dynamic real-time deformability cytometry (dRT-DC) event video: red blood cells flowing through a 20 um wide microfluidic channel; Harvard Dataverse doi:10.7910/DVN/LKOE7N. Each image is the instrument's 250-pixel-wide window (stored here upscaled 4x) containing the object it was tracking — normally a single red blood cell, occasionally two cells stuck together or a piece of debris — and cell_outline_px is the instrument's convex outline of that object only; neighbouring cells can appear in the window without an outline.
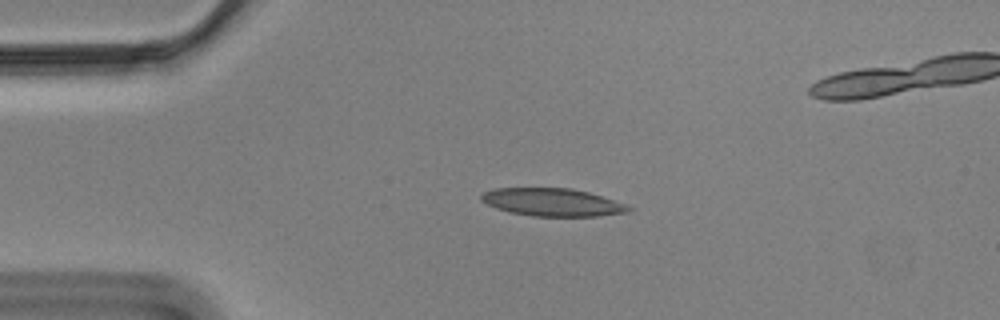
{"species": "Egyptian fruit bat (a non-hibernating species)", "species_latin": "Rousettus aegyptiacus", "temperature_condition": "cold", "stored_images_in_passage": 46, "camera_frame_rate_fps": 3000, "um_per_image_px": 0.085, "animal": {"sex": "male"}, "frame": {"image": 1, "passage_image": 1, "time_ms": 0.0, "image_size_px": [1000, 320], "cell_outline_px": [[632, 208], [628, 212], [596, 216], [532, 216], [512, 212], [496, 208], [480, 200], [480, 196], [484, 192], [492, 188], [572, 188], [588, 192], [628, 204]], "centroid_in_image_um": [46.96, 17.18], "position_along_channel_um": 38.0, "area_um2": 23.81}}
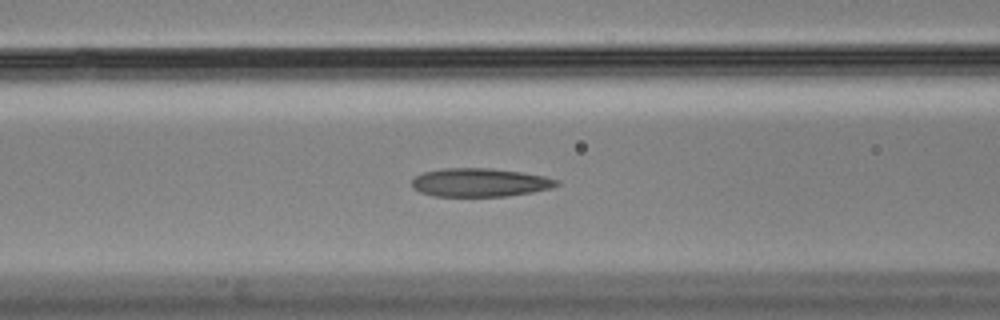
{"frame": {"image": 2, "passage_image": 11, "time_ms": 3.333, "image_size_px": [1000, 320], "cell_outline_px": [[560, 184], [552, 188], [532, 192], [508, 196], [432, 196], [420, 192], [412, 188], [412, 180], [416, 176], [424, 172], [444, 168], [488, 168], [520, 172], [544, 176], [560, 180]], "centroid_in_image_um": [40.8, 15.51], "position_along_channel_um": 125.8, "area_um2": 24.04}}
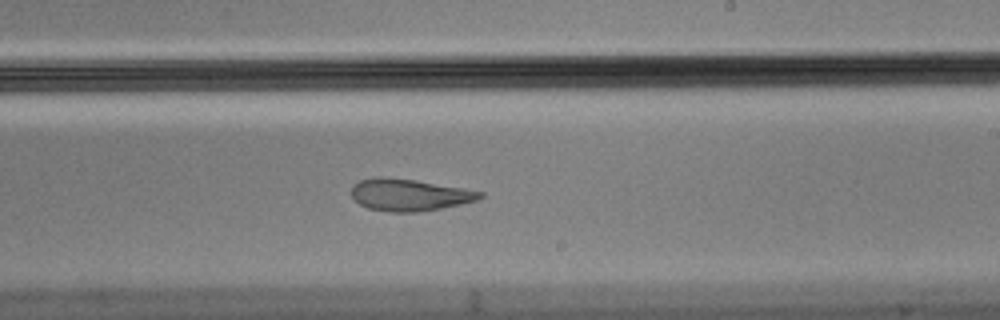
{"frame": {"image": 3, "passage_image": 22, "time_ms": 7.0, "image_size_px": [1000, 320], "cell_outline_px": [[484, 196], [476, 200], [460, 204], [420, 212], [388, 212], [368, 208], [360, 204], [352, 196], [352, 188], [360, 180], [380, 176], [416, 180], [464, 188], [484, 192]], "centroid_in_image_um": [34.81, 16.56], "position_along_channel_um": 254.2, "area_um2": 23.81}, "authors_computed_cell_mechanics": {"area_um2": 24.9407, "velocity_mm_per_s": 3.5024, "shape_relaxation_time_tau1_ms": null, "shape_relaxation_time_tau2_ms": 2.9057, "deformation_change_tau1": null, "deformation_change_tau2": 0.098}}